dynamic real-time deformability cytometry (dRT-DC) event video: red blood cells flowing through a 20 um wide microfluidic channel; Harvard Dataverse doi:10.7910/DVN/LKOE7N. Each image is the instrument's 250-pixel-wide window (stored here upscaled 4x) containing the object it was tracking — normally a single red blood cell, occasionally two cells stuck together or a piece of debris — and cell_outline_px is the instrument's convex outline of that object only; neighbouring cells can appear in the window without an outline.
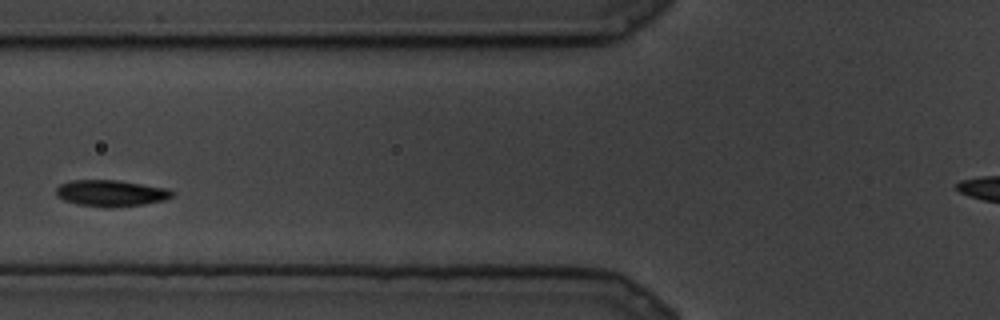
{"species": "common noctule bat (a hibernating species)", "species_latin": "Nyctalus noctula", "temperature_condition": "cold", "stored_images_in_passage": 11, "camera_frame_rate_fps": 3000, "um_per_image_px": 0.085, "animal": {"sex": "male", "body_mass_g": 19.5, "forearm_length_mm": 54.6}, "frame": {"image": 1, "passage_image": 5, "time_ms": 1.333, "image_size_px": [1000, 320], "cell_outline_px": [[176, 192], [172, 196], [164, 200], [140, 204], [112, 208], [104, 208], [80, 204], [64, 200], [56, 196], [56, 188], [60, 184], [72, 180], [116, 180], [168, 188]], "centroid_in_image_um": [9.43, 16.42], "position_along_channel_um": 116.4, "area_um2": 17.8}}
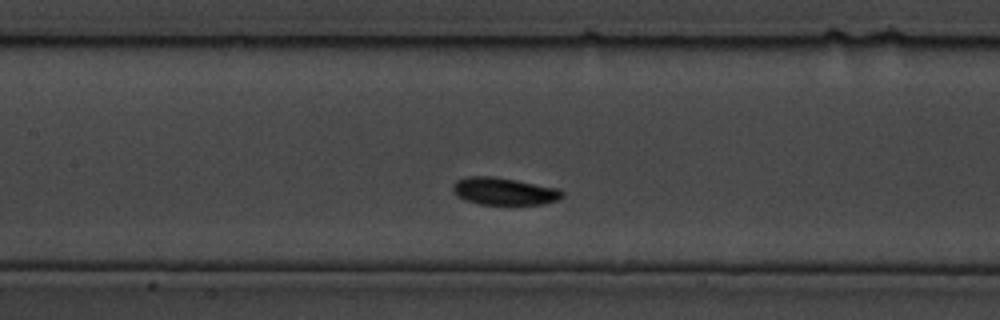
{"frame": {"image": 2, "passage_image": 7, "time_ms": 2.0, "image_size_px": [1000, 320], "cell_outline_px": [[564, 196], [556, 200], [540, 204], [480, 204], [464, 200], [456, 196], [452, 192], [452, 184], [456, 180], [468, 176], [492, 176], [516, 180], [560, 188], [564, 192]], "centroid_in_image_um": [42.81, 16.25], "position_along_channel_um": 164.6, "area_um2": 17.57}}
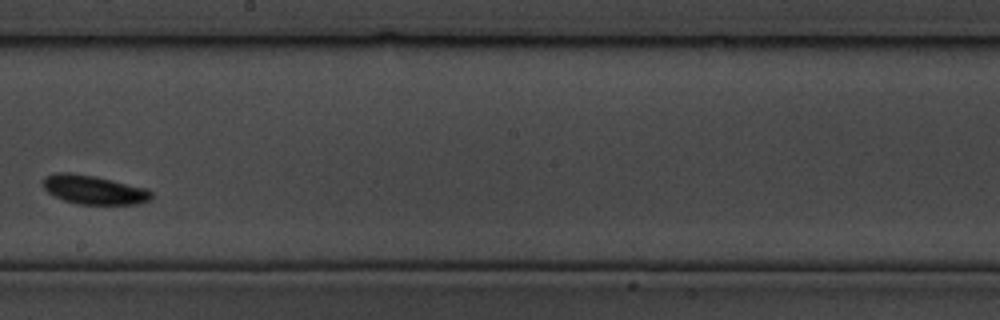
{"frame": {"image": 3, "passage_image": 10, "time_ms": 3.0, "image_size_px": [1000, 320], "cell_outline_px": [[152, 200], [136, 204], [76, 204], [64, 200], [48, 192], [40, 184], [40, 180], [44, 176], [56, 172], [72, 172], [96, 176], [144, 188], [152, 192]], "centroid_in_image_um": [7.91, 16.11], "position_along_channel_um": 240.3, "area_um2": 18.44}}